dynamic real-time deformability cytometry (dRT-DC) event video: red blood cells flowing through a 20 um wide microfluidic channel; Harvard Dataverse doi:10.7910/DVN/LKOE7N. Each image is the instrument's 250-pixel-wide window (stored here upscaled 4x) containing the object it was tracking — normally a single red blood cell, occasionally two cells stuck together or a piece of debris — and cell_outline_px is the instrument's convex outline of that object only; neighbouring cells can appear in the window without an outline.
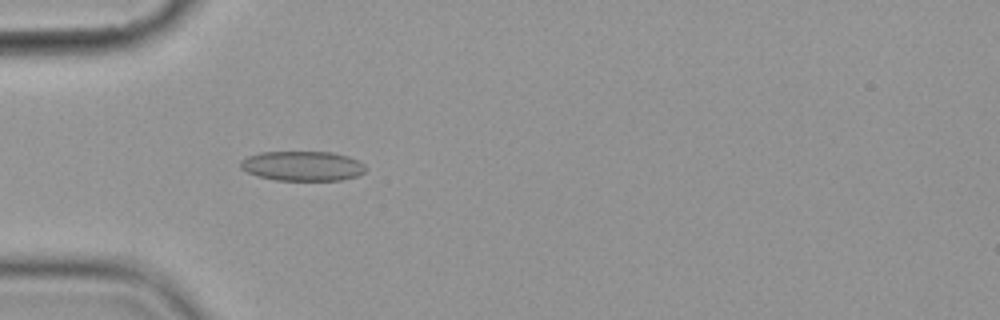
{"species": "common noctule bat (a hibernating species)", "species_latin": "Nyctalus noctula", "temperature_condition": "cold", "stored_images_in_passage": 5, "camera_frame_rate_fps": 3000, "um_per_image_px": 0.085, "animal": {"sex": "female", "body_mass_g": 19.9}, "frame": {"image": 1, "passage_image": 5, "time_ms": 5.667, "image_size_px": [1000, 320], "cell_outline_px": [[364, 172], [356, 176], [340, 180], [276, 180], [256, 176], [240, 168], [240, 160], [248, 156], [260, 152], [332, 152], [348, 156], [364, 164]], "centroid_in_image_um": [25.67, 14.1], "position_along_channel_um": 59.3, "area_um2": 21.62}}